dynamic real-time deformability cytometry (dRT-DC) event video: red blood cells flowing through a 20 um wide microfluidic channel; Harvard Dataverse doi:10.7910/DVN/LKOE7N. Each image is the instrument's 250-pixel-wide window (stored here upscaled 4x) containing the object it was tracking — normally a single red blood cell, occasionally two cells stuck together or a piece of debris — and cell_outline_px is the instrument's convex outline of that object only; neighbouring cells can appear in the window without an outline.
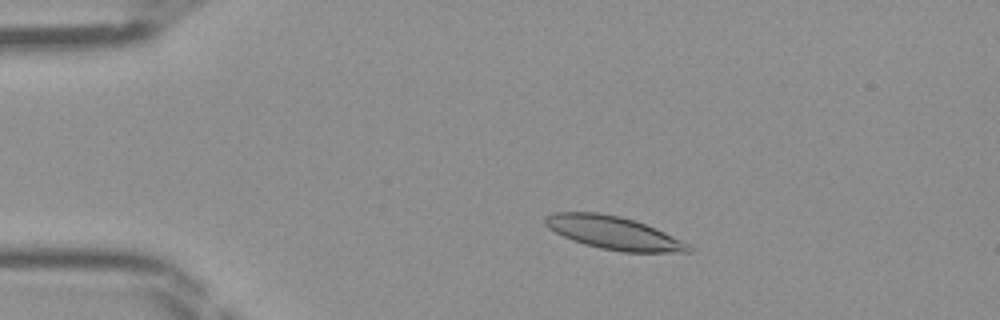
{"species": "Egyptian fruit bat (a non-hibernating species)", "species_latin": "Rousettus aegyptiacus", "temperature_condition": "room temperature", "stored_images_in_passage": 42, "camera_frame_rate_fps": 3000, "um_per_image_px": 0.085, "frame": {"image": 1, "passage_image": 5, "time_ms": 1.333, "image_size_px": [1000, 320], "cell_outline_px": [[692, 252], [624, 252], [600, 248], [584, 244], [572, 240], [548, 228], [544, 224], [544, 216], [552, 212], [600, 212], [620, 216], [636, 220], [656, 228], [688, 244], [692, 248]], "centroid_in_image_um": [52.12, 19.78], "position_along_channel_um": 32.9, "area_um2": 27.63}}
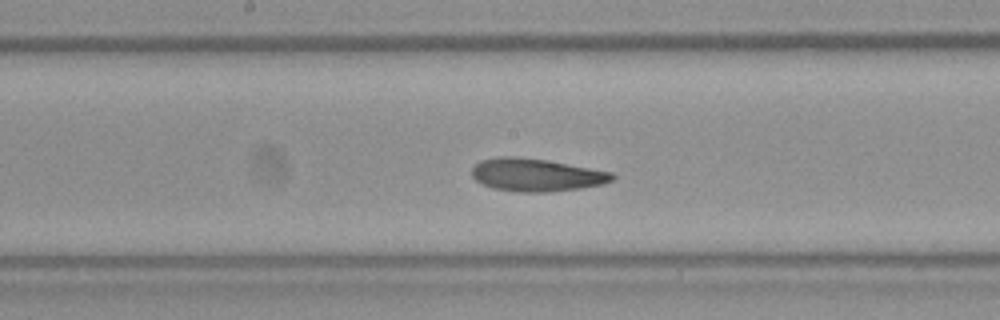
{"frame": {"image": 2, "passage_image": 20, "time_ms": 6.333, "image_size_px": [1000, 320], "cell_outline_px": [[616, 176], [612, 180], [604, 184], [580, 188], [548, 192], [520, 192], [492, 188], [476, 180], [472, 176], [472, 168], [480, 160], [496, 156], [516, 156], [548, 160], [612, 172]], "centroid_in_image_um": [45.58, 14.86], "position_along_channel_um": 202.6, "area_um2": 26.93}}
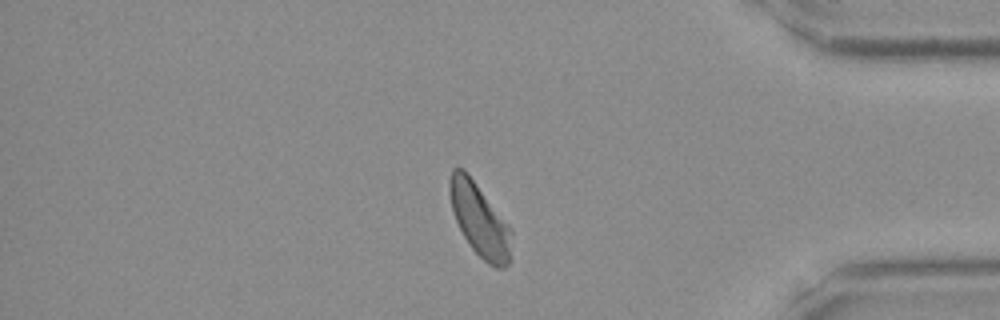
{"frame": {"image": 3, "passage_image": 35, "time_ms": 11.333, "image_size_px": [1000, 320], "cell_outline_px": [[512, 232], [508, 264], [504, 268], [496, 268], [488, 264], [472, 248], [464, 236], [456, 220], [452, 208], [448, 188], [448, 180], [452, 168], [464, 168], [468, 172], [512, 228]], "centroid_in_image_um": [40.76, 18.64], "position_along_channel_um": 394.4, "area_um2": 26.3}}